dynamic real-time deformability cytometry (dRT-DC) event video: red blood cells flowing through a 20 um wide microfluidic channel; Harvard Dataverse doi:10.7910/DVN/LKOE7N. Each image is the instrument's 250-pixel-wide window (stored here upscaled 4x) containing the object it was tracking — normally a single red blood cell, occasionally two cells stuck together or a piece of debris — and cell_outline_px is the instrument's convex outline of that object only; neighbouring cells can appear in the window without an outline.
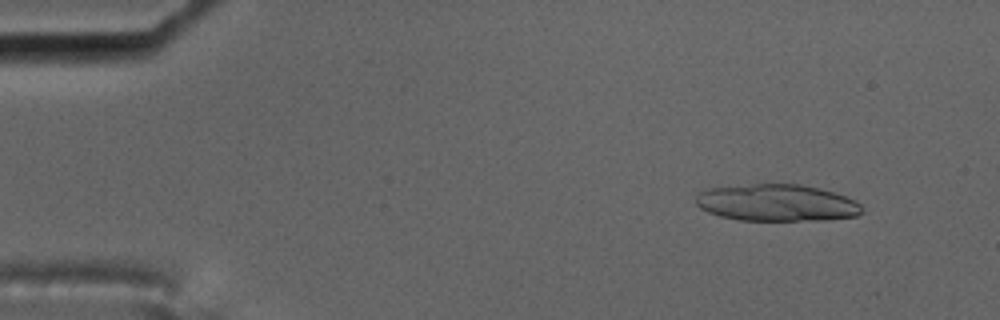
{"species": "common noctule bat (a hibernating species)", "species_latin": "Nyctalus noctula", "temperature_condition": "cold", "stored_images_in_passage": 17, "camera_frame_rate_fps": 3000, "um_per_image_px": 0.085, "animal": {"sex": "male", "body_mass_g": 17.5, "forearm_length_mm": 52.3}, "frame": {"image": 1, "passage_image": 6, "time_ms": 1.667, "image_size_px": [1000, 320], "cell_outline_px": [[864, 212], [856, 216], [824, 220], [740, 220], [720, 216], [708, 212], [700, 208], [696, 204], [696, 196], [700, 192], [708, 188], [756, 184], [800, 184], [832, 192], [856, 200], [864, 208]], "centroid_in_image_um": [66.04, 17.24], "position_along_channel_um": 19.0, "area_um2": 35.6}}